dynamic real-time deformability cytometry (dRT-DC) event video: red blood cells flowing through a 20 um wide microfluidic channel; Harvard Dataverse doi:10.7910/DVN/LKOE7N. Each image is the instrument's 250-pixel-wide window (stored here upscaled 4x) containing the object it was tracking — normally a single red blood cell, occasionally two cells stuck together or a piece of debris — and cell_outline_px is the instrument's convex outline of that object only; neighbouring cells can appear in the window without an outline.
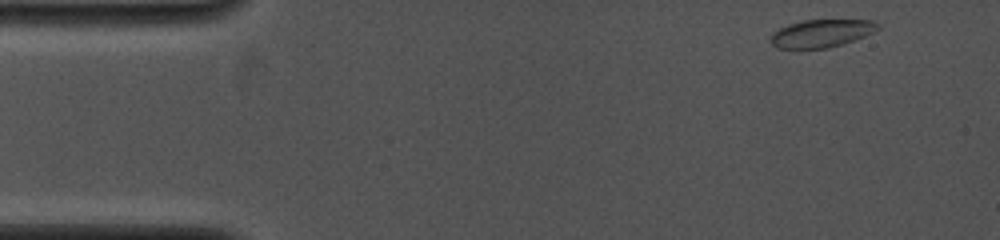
{"species": "common noctule bat (a hibernating species)", "species_latin": "Nyctalus noctula", "temperature_condition": "cold", "stored_images_in_passage": 42, "camera_frame_rate_fps": 4000, "um_per_image_px": 0.085, "animal": {"sex": "female", "body_mass_g": 19.0, "forearm_length_mm": 53.3}, "frame": {"image": 1, "passage_image": 1, "time_ms": 0.0, "image_size_px": [1000, 240], "cell_outline_px": [[880, 28], [864, 36], [828, 48], [776, 48], [772, 44], [772, 36], [780, 28], [788, 24], [804, 20], [872, 20], [880, 24]], "centroid_in_image_um": [69.85, 2.82], "position_along_channel_um": 15.2, "area_um2": 16.99}}
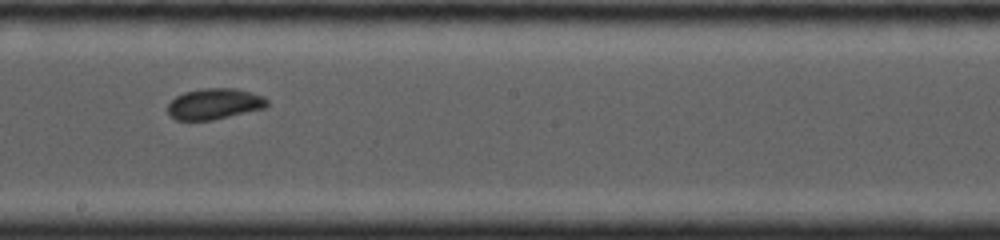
{"frame": {"image": 2, "passage_image": 23, "time_ms": 7.5, "image_size_px": [1000, 240], "cell_outline_px": [[268, 104], [264, 108], [212, 120], [176, 120], [168, 112], [168, 104], [176, 96], [184, 92], [204, 88], [236, 88], [264, 96], [268, 100]], "centroid_in_image_um": [18.23, 8.82], "position_along_channel_um": 230.0, "area_um2": 17.8}}
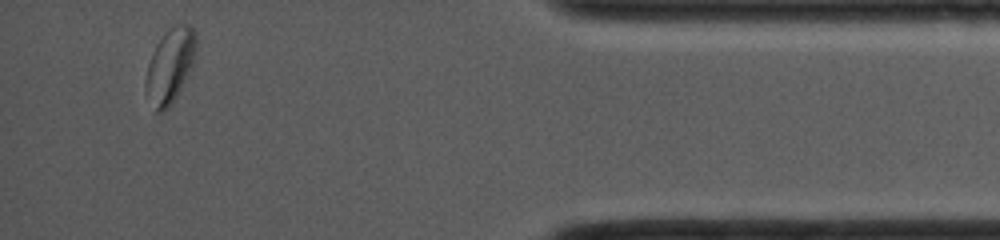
{"frame": {"image": 3, "passage_image": 41, "time_ms": 13.0, "image_size_px": [1000, 240], "cell_outline_px": [[196, 56], [176, 96], [168, 108], [160, 112], [156, 112], [144, 92], [144, 80], [148, 64], [152, 52], [156, 44], [176, 24], [188, 24], [196, 32]], "centroid_in_image_um": [14.43, 5.6], "position_along_channel_um": 420.8, "area_um2": 21.56}}